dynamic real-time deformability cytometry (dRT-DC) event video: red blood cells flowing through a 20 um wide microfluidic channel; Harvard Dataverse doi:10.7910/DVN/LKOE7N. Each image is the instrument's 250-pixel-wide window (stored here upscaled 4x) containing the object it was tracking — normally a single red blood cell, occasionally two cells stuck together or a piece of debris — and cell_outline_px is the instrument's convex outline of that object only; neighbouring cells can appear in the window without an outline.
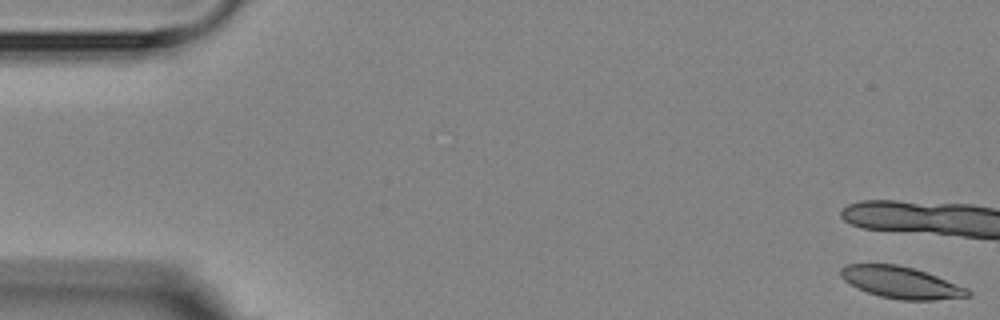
{"species": "Egyptian fruit bat (a non-hibernating species)", "species_latin": "Rousettus aegyptiacus", "temperature_condition": "room temperature", "stored_images_in_passage": 6, "segment_of_instrument_passage": [2, 2], "camera_frame_rate_fps": 3000, "um_per_image_px": 0.085, "animal": {"sex": "female"}, "frame": {"image": 1, "passage_image": 6, "time_ms": 6.667, "image_size_px": [1000, 320], "cell_outline_px": [[972, 296], [936, 300], [900, 300], [880, 296], [868, 292], [844, 280], [840, 276], [840, 268], [844, 264], [896, 264], [912, 268], [936, 276], [968, 288], [972, 292]], "centroid_in_image_um": [76.61, 24.01], "position_along_channel_um": 8.4, "area_um2": 23.35}}